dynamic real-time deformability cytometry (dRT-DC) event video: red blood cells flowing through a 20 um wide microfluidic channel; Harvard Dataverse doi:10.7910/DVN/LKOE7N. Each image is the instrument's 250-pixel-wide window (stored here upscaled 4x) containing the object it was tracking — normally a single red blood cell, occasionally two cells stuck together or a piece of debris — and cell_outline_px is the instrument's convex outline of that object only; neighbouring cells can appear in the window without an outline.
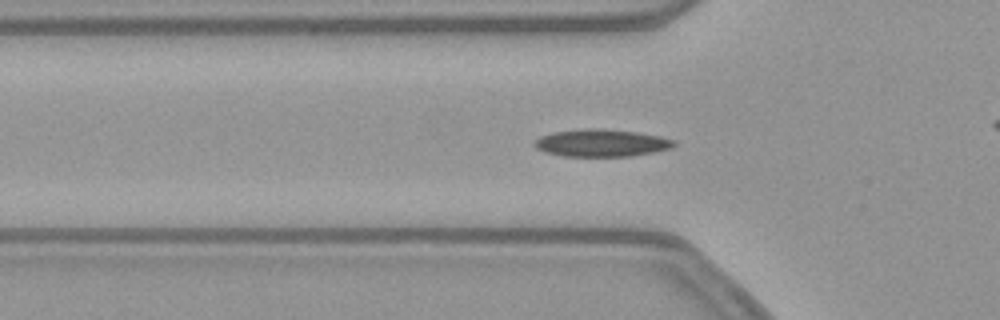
{"species": "common noctule bat (a hibernating species)", "species_latin": "Nyctalus noctula", "temperature_condition": "warm", "stored_images_in_passage": 40, "camera_frame_rate_fps": 3000, "um_per_image_px": 0.085, "animal": {"sex": "female", "body_mass_g": 21.9}, "frame": {"image": 1, "passage_image": 3, "time_ms": 0.667, "image_size_px": [1000, 320], "cell_outline_px": [[676, 144], [672, 148], [652, 152], [628, 156], [564, 156], [544, 152], [536, 148], [532, 144], [540, 136], [552, 132], [588, 128], [592, 128], [636, 132], [660, 136], [676, 140]], "centroid_in_image_um": [51.1, 12.15], "position_along_channel_um": 74.7, "area_um2": 22.14}}
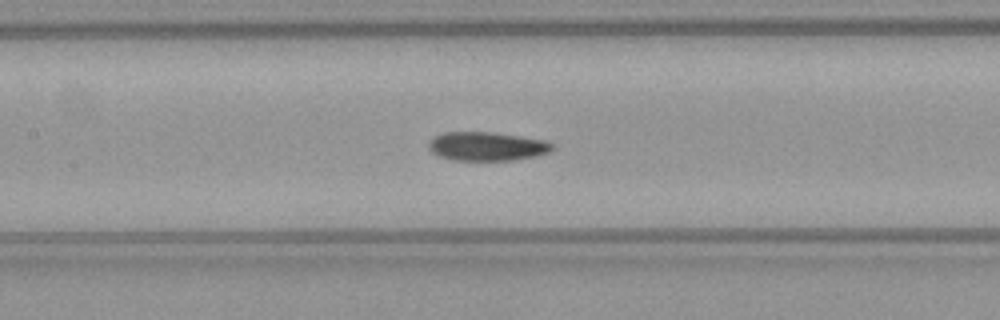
{"frame": {"image": 2, "passage_image": 10, "time_ms": 3.0, "image_size_px": [1000, 320], "cell_outline_px": [[552, 148], [548, 152], [536, 156], [512, 160], [452, 160], [440, 156], [432, 152], [428, 148], [428, 144], [436, 136], [444, 132], [492, 132], [548, 140], [552, 144]], "centroid_in_image_um": [41.4, 12.43], "position_along_channel_um": 166.0, "area_um2": 20.63}}
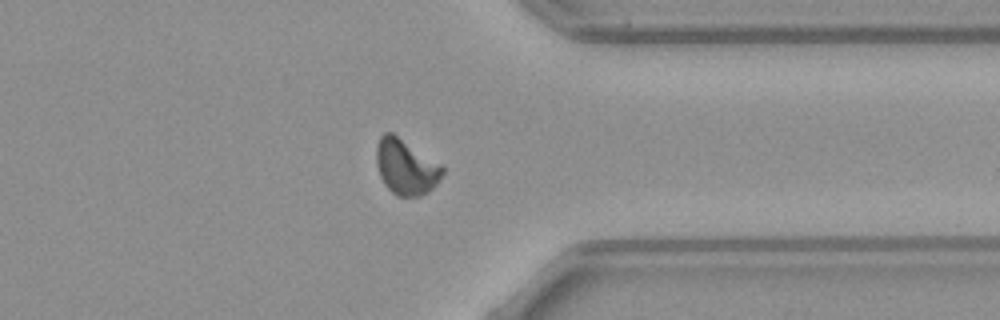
{"frame": {"image": 3, "passage_image": 27, "time_ms": 8.667, "image_size_px": [1000, 320], "cell_outline_px": [[444, 172], [436, 184], [428, 192], [420, 196], [396, 196], [384, 184], [380, 176], [376, 164], [376, 144], [380, 136], [384, 132], [392, 132], [440, 164], [444, 168]], "centroid_in_image_um": [34.47, 14.19], "position_along_channel_um": 376.9, "area_um2": 21.27}, "authors_computed_cell_mechanics": {"area_um2": 20.7502, "velocity_mm_per_s": 3.8431, "shape_relaxation_time_tau1_ms": 4.1325, "shape_relaxation_time_tau2_ms": 2.4551, "deformation_change_tau1": 0.1449, "deformation_change_tau2": 0.0785}}